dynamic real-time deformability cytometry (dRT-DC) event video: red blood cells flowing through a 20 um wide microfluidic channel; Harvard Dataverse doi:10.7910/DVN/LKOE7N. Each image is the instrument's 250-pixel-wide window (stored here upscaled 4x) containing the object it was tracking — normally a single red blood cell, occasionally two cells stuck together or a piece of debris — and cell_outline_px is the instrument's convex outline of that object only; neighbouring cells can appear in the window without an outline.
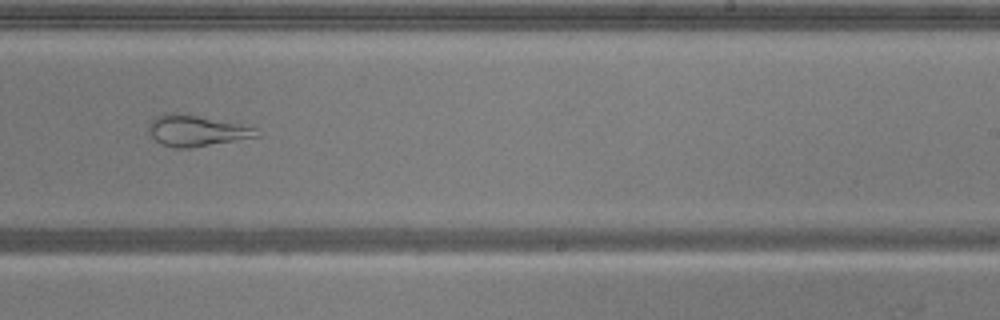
{"species": "common noctule bat (a hibernating species)", "species_latin": "Nyctalus noctula", "temperature_condition": "warm", "stored_images_in_passage": 47, "camera_frame_rate_fps": 3000, "um_per_image_px": 0.085, "animal": {"sex": "male", "body_mass_g": 20.5, "forearm_length_mm": 52.5}, "frame": {"image": 1, "passage_image": 31, "time_ms": 10.0, "image_size_px": [1000, 320], "cell_outline_px": [[260, 136], [188, 148], [176, 148], [164, 144], [156, 140], [148, 132], [148, 124], [156, 116], [164, 112], [176, 112], [256, 128]], "centroid_in_image_um": [16.62, 11.1], "position_along_channel_um": 272.4, "area_um2": 19.02}}
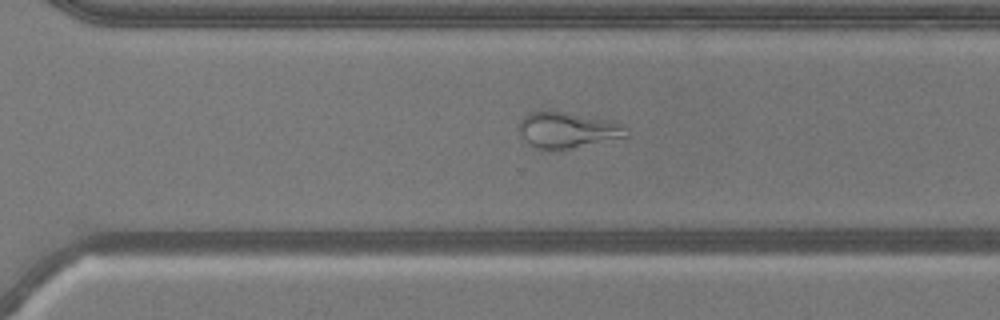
{"frame": {"image": 2, "passage_image": 35, "time_ms": 11.333, "image_size_px": [1000, 320], "cell_outline_px": [[628, 136], [552, 152], [548, 152], [536, 148], [528, 144], [524, 140], [520, 132], [520, 120], [528, 112], [564, 112], [612, 120], [624, 124], [628, 128]], "centroid_in_image_um": [48.24, 11.08], "position_along_channel_um": 322.4, "area_um2": 22.66}}
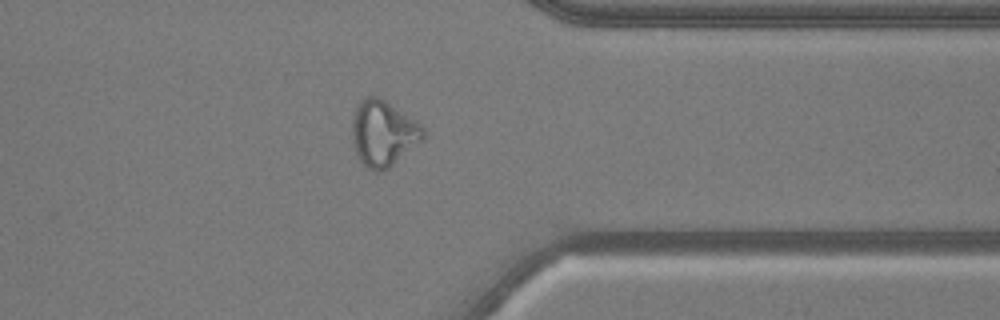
{"frame": {"image": 3, "passage_image": 40, "time_ms": 13.0, "image_size_px": [1000, 320], "cell_outline_px": [[428, 136], [424, 140], [388, 168], [380, 172], [376, 172], [364, 168], [356, 152], [352, 140], [352, 120], [356, 108], [360, 100], [364, 96], [380, 96], [416, 120], [424, 128]], "centroid_in_image_um": [32.59, 11.33], "position_along_channel_um": 378.8, "area_um2": 27.74}}